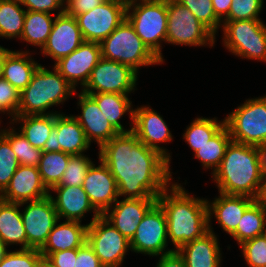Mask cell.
Listing matches in <instances>:
<instances>
[{"mask_svg": "<svg viewBox=\"0 0 266 267\" xmlns=\"http://www.w3.org/2000/svg\"><path fill=\"white\" fill-rule=\"evenodd\" d=\"M98 157L114 176L119 197L158 198L173 180L168 160L133 131L114 136L99 149Z\"/></svg>", "mask_w": 266, "mask_h": 267, "instance_id": "6da1fadb", "label": "cell"}, {"mask_svg": "<svg viewBox=\"0 0 266 267\" xmlns=\"http://www.w3.org/2000/svg\"><path fill=\"white\" fill-rule=\"evenodd\" d=\"M157 202L165 211L168 241L175 251L209 232L207 199L191 196L181 183H171Z\"/></svg>", "mask_w": 266, "mask_h": 267, "instance_id": "7a4b0ae2", "label": "cell"}, {"mask_svg": "<svg viewBox=\"0 0 266 267\" xmlns=\"http://www.w3.org/2000/svg\"><path fill=\"white\" fill-rule=\"evenodd\" d=\"M211 175L220 193L261 199L264 176L256 146L231 140L220 166Z\"/></svg>", "mask_w": 266, "mask_h": 267, "instance_id": "3957f363", "label": "cell"}, {"mask_svg": "<svg viewBox=\"0 0 266 267\" xmlns=\"http://www.w3.org/2000/svg\"><path fill=\"white\" fill-rule=\"evenodd\" d=\"M76 91L54 66L50 71L40 64L30 83L20 92L18 116L60 114V111H50V107L63 104Z\"/></svg>", "mask_w": 266, "mask_h": 267, "instance_id": "277c9868", "label": "cell"}, {"mask_svg": "<svg viewBox=\"0 0 266 267\" xmlns=\"http://www.w3.org/2000/svg\"><path fill=\"white\" fill-rule=\"evenodd\" d=\"M126 19L147 48L164 62L162 43H166L167 0H132L127 3Z\"/></svg>", "mask_w": 266, "mask_h": 267, "instance_id": "5b68a950", "label": "cell"}, {"mask_svg": "<svg viewBox=\"0 0 266 267\" xmlns=\"http://www.w3.org/2000/svg\"><path fill=\"white\" fill-rule=\"evenodd\" d=\"M100 47L101 57L127 65L138 74L140 67L163 64L147 48L127 19L100 43Z\"/></svg>", "mask_w": 266, "mask_h": 267, "instance_id": "8992f818", "label": "cell"}, {"mask_svg": "<svg viewBox=\"0 0 266 267\" xmlns=\"http://www.w3.org/2000/svg\"><path fill=\"white\" fill-rule=\"evenodd\" d=\"M221 29L223 45L229 52L266 63V24L262 19L222 21Z\"/></svg>", "mask_w": 266, "mask_h": 267, "instance_id": "52a82bcc", "label": "cell"}, {"mask_svg": "<svg viewBox=\"0 0 266 267\" xmlns=\"http://www.w3.org/2000/svg\"><path fill=\"white\" fill-rule=\"evenodd\" d=\"M224 119L233 141L251 146L266 143V94L247 99Z\"/></svg>", "mask_w": 266, "mask_h": 267, "instance_id": "ba28073f", "label": "cell"}, {"mask_svg": "<svg viewBox=\"0 0 266 267\" xmlns=\"http://www.w3.org/2000/svg\"><path fill=\"white\" fill-rule=\"evenodd\" d=\"M216 36L176 0H167L166 44L214 47Z\"/></svg>", "mask_w": 266, "mask_h": 267, "instance_id": "9c48e42d", "label": "cell"}, {"mask_svg": "<svg viewBox=\"0 0 266 267\" xmlns=\"http://www.w3.org/2000/svg\"><path fill=\"white\" fill-rule=\"evenodd\" d=\"M87 243L104 267L122 266L127 252L131 250L130 240L102 215L88 223Z\"/></svg>", "mask_w": 266, "mask_h": 267, "instance_id": "30bf717a", "label": "cell"}, {"mask_svg": "<svg viewBox=\"0 0 266 267\" xmlns=\"http://www.w3.org/2000/svg\"><path fill=\"white\" fill-rule=\"evenodd\" d=\"M166 214L156 202L145 214L130 240L132 252L149 256H162L175 250L168 247ZM167 248V249H166Z\"/></svg>", "mask_w": 266, "mask_h": 267, "instance_id": "8fae6325", "label": "cell"}, {"mask_svg": "<svg viewBox=\"0 0 266 267\" xmlns=\"http://www.w3.org/2000/svg\"><path fill=\"white\" fill-rule=\"evenodd\" d=\"M137 75L139 74L131 67L101 57L81 91L86 94L120 93L129 95L137 89Z\"/></svg>", "mask_w": 266, "mask_h": 267, "instance_id": "7c38bea8", "label": "cell"}, {"mask_svg": "<svg viewBox=\"0 0 266 267\" xmlns=\"http://www.w3.org/2000/svg\"><path fill=\"white\" fill-rule=\"evenodd\" d=\"M126 10L127 3L107 0L75 18L85 41L101 43L126 19Z\"/></svg>", "mask_w": 266, "mask_h": 267, "instance_id": "4fadbf2b", "label": "cell"}, {"mask_svg": "<svg viewBox=\"0 0 266 267\" xmlns=\"http://www.w3.org/2000/svg\"><path fill=\"white\" fill-rule=\"evenodd\" d=\"M23 206L25 208L22 209L21 216L27 235V248L40 250L59 220L54 203L49 195L39 200L21 203L20 207Z\"/></svg>", "mask_w": 266, "mask_h": 267, "instance_id": "5bb4252c", "label": "cell"}, {"mask_svg": "<svg viewBox=\"0 0 266 267\" xmlns=\"http://www.w3.org/2000/svg\"><path fill=\"white\" fill-rule=\"evenodd\" d=\"M133 132L140 142L162 154L171 167V153L158 143H169L173 140V136L167 123L157 111L150 108L149 105L137 106L133 112Z\"/></svg>", "mask_w": 266, "mask_h": 267, "instance_id": "9a60e30c", "label": "cell"}, {"mask_svg": "<svg viewBox=\"0 0 266 267\" xmlns=\"http://www.w3.org/2000/svg\"><path fill=\"white\" fill-rule=\"evenodd\" d=\"M100 58V43L84 41L71 54L54 63V67L75 90L79 84L82 90Z\"/></svg>", "mask_w": 266, "mask_h": 267, "instance_id": "2e32d148", "label": "cell"}, {"mask_svg": "<svg viewBox=\"0 0 266 267\" xmlns=\"http://www.w3.org/2000/svg\"><path fill=\"white\" fill-rule=\"evenodd\" d=\"M84 130L73 115L55 114V127L52 129L43 152L62 151L70 155L84 154L90 148Z\"/></svg>", "mask_w": 266, "mask_h": 267, "instance_id": "e0dca14e", "label": "cell"}, {"mask_svg": "<svg viewBox=\"0 0 266 267\" xmlns=\"http://www.w3.org/2000/svg\"><path fill=\"white\" fill-rule=\"evenodd\" d=\"M84 41L76 18L63 12L55 15L51 33L40 53L50 56L56 63L71 54Z\"/></svg>", "mask_w": 266, "mask_h": 267, "instance_id": "ac0fdd59", "label": "cell"}, {"mask_svg": "<svg viewBox=\"0 0 266 267\" xmlns=\"http://www.w3.org/2000/svg\"><path fill=\"white\" fill-rule=\"evenodd\" d=\"M98 166L92 164L83 182V189L94 208L102 215L119 198L118 188L110 169L99 159Z\"/></svg>", "mask_w": 266, "mask_h": 267, "instance_id": "d6986e66", "label": "cell"}, {"mask_svg": "<svg viewBox=\"0 0 266 267\" xmlns=\"http://www.w3.org/2000/svg\"><path fill=\"white\" fill-rule=\"evenodd\" d=\"M156 202L157 198L118 199L102 216L131 240L143 217Z\"/></svg>", "mask_w": 266, "mask_h": 267, "instance_id": "ffe728a7", "label": "cell"}, {"mask_svg": "<svg viewBox=\"0 0 266 267\" xmlns=\"http://www.w3.org/2000/svg\"><path fill=\"white\" fill-rule=\"evenodd\" d=\"M78 95V106L81 109L80 115L73 117L80 123L88 142H96L100 149L119 132L110 124L108 119L100 111L96 101L88 94L80 91Z\"/></svg>", "mask_w": 266, "mask_h": 267, "instance_id": "44dd1931", "label": "cell"}, {"mask_svg": "<svg viewBox=\"0 0 266 267\" xmlns=\"http://www.w3.org/2000/svg\"><path fill=\"white\" fill-rule=\"evenodd\" d=\"M50 195L44 185L38 167L19 165L0 198L7 202L21 204Z\"/></svg>", "mask_w": 266, "mask_h": 267, "instance_id": "7402d4cb", "label": "cell"}, {"mask_svg": "<svg viewBox=\"0 0 266 267\" xmlns=\"http://www.w3.org/2000/svg\"><path fill=\"white\" fill-rule=\"evenodd\" d=\"M49 192L59 220L82 222L85 214L92 211L91 223L101 215L91 204L83 186H54ZM52 192L57 194L56 197Z\"/></svg>", "mask_w": 266, "mask_h": 267, "instance_id": "603a6c76", "label": "cell"}, {"mask_svg": "<svg viewBox=\"0 0 266 267\" xmlns=\"http://www.w3.org/2000/svg\"><path fill=\"white\" fill-rule=\"evenodd\" d=\"M209 222V232L181 246L177 252L184 259L186 267H221L220 242Z\"/></svg>", "mask_w": 266, "mask_h": 267, "instance_id": "cb8c5ba5", "label": "cell"}, {"mask_svg": "<svg viewBox=\"0 0 266 267\" xmlns=\"http://www.w3.org/2000/svg\"><path fill=\"white\" fill-rule=\"evenodd\" d=\"M254 200L245 195H227L219 192V196L214 200H207L209 222H212L214 214L223 231L231 235L237 229L245 210Z\"/></svg>", "mask_w": 266, "mask_h": 267, "instance_id": "d4e9b609", "label": "cell"}, {"mask_svg": "<svg viewBox=\"0 0 266 267\" xmlns=\"http://www.w3.org/2000/svg\"><path fill=\"white\" fill-rule=\"evenodd\" d=\"M58 220L43 247L39 250L42 256L48 257L51 253L73 248H80L87 242L88 224L82 225L79 221Z\"/></svg>", "mask_w": 266, "mask_h": 267, "instance_id": "484cf974", "label": "cell"}, {"mask_svg": "<svg viewBox=\"0 0 266 267\" xmlns=\"http://www.w3.org/2000/svg\"><path fill=\"white\" fill-rule=\"evenodd\" d=\"M39 65L28 50H11L5 58L2 78L21 92L30 83Z\"/></svg>", "mask_w": 266, "mask_h": 267, "instance_id": "4316f807", "label": "cell"}, {"mask_svg": "<svg viewBox=\"0 0 266 267\" xmlns=\"http://www.w3.org/2000/svg\"><path fill=\"white\" fill-rule=\"evenodd\" d=\"M0 239L9 248L19 245L20 249H27V235L25 232L20 204L7 202L0 198Z\"/></svg>", "mask_w": 266, "mask_h": 267, "instance_id": "83f0119b", "label": "cell"}, {"mask_svg": "<svg viewBox=\"0 0 266 267\" xmlns=\"http://www.w3.org/2000/svg\"><path fill=\"white\" fill-rule=\"evenodd\" d=\"M97 103L100 111L108 119L110 124L119 132L126 133L133 131V105L128 95L120 93H96L88 94ZM129 112V118L131 119L130 129H125L121 124L120 119Z\"/></svg>", "mask_w": 266, "mask_h": 267, "instance_id": "f1b7e54d", "label": "cell"}, {"mask_svg": "<svg viewBox=\"0 0 266 267\" xmlns=\"http://www.w3.org/2000/svg\"><path fill=\"white\" fill-rule=\"evenodd\" d=\"M266 233V202L255 199L245 210L237 229L230 235L240 245Z\"/></svg>", "mask_w": 266, "mask_h": 267, "instance_id": "f546056e", "label": "cell"}, {"mask_svg": "<svg viewBox=\"0 0 266 267\" xmlns=\"http://www.w3.org/2000/svg\"><path fill=\"white\" fill-rule=\"evenodd\" d=\"M9 123H19L21 127L18 131L33 147L42 150L55 127V114L16 116Z\"/></svg>", "mask_w": 266, "mask_h": 267, "instance_id": "4dcf8cb0", "label": "cell"}, {"mask_svg": "<svg viewBox=\"0 0 266 267\" xmlns=\"http://www.w3.org/2000/svg\"><path fill=\"white\" fill-rule=\"evenodd\" d=\"M55 13H44L35 11H26L23 31L20 40L27 42L32 46L40 47L45 45L55 20Z\"/></svg>", "mask_w": 266, "mask_h": 267, "instance_id": "1f68e13d", "label": "cell"}, {"mask_svg": "<svg viewBox=\"0 0 266 267\" xmlns=\"http://www.w3.org/2000/svg\"><path fill=\"white\" fill-rule=\"evenodd\" d=\"M229 129L224 125L206 144L200 147L194 156L202 163L204 169H213L211 174L220 166L230 141Z\"/></svg>", "mask_w": 266, "mask_h": 267, "instance_id": "d6a6232c", "label": "cell"}, {"mask_svg": "<svg viewBox=\"0 0 266 267\" xmlns=\"http://www.w3.org/2000/svg\"><path fill=\"white\" fill-rule=\"evenodd\" d=\"M22 7L20 0H0V37L20 40L26 14Z\"/></svg>", "mask_w": 266, "mask_h": 267, "instance_id": "836d02e7", "label": "cell"}, {"mask_svg": "<svg viewBox=\"0 0 266 267\" xmlns=\"http://www.w3.org/2000/svg\"><path fill=\"white\" fill-rule=\"evenodd\" d=\"M225 119L218 121L216 117L195 118L190 125L187 126L183 139L188 143L189 147L195 153L200 147L208 142L223 126Z\"/></svg>", "mask_w": 266, "mask_h": 267, "instance_id": "e575fe53", "label": "cell"}, {"mask_svg": "<svg viewBox=\"0 0 266 267\" xmlns=\"http://www.w3.org/2000/svg\"><path fill=\"white\" fill-rule=\"evenodd\" d=\"M70 156L62 151L43 152L37 167L41 179L49 191L59 184Z\"/></svg>", "mask_w": 266, "mask_h": 267, "instance_id": "d590c367", "label": "cell"}, {"mask_svg": "<svg viewBox=\"0 0 266 267\" xmlns=\"http://www.w3.org/2000/svg\"><path fill=\"white\" fill-rule=\"evenodd\" d=\"M0 133L10 142L20 165L38 166L42 158V150L33 147L21 132L16 131L13 125L9 129H0Z\"/></svg>", "mask_w": 266, "mask_h": 267, "instance_id": "8d00e7d4", "label": "cell"}, {"mask_svg": "<svg viewBox=\"0 0 266 267\" xmlns=\"http://www.w3.org/2000/svg\"><path fill=\"white\" fill-rule=\"evenodd\" d=\"M187 7L195 17L205 25L215 36L218 33L222 21L216 16L212 0H176Z\"/></svg>", "mask_w": 266, "mask_h": 267, "instance_id": "74e56055", "label": "cell"}, {"mask_svg": "<svg viewBox=\"0 0 266 267\" xmlns=\"http://www.w3.org/2000/svg\"><path fill=\"white\" fill-rule=\"evenodd\" d=\"M93 161L85 154L71 155L63 176L56 186H82Z\"/></svg>", "mask_w": 266, "mask_h": 267, "instance_id": "f35d334b", "label": "cell"}, {"mask_svg": "<svg viewBox=\"0 0 266 267\" xmlns=\"http://www.w3.org/2000/svg\"><path fill=\"white\" fill-rule=\"evenodd\" d=\"M19 165L10 142L0 133V194L8 186Z\"/></svg>", "mask_w": 266, "mask_h": 267, "instance_id": "ab89813d", "label": "cell"}, {"mask_svg": "<svg viewBox=\"0 0 266 267\" xmlns=\"http://www.w3.org/2000/svg\"><path fill=\"white\" fill-rule=\"evenodd\" d=\"M247 267H266V233L239 245Z\"/></svg>", "mask_w": 266, "mask_h": 267, "instance_id": "60d3db41", "label": "cell"}, {"mask_svg": "<svg viewBox=\"0 0 266 267\" xmlns=\"http://www.w3.org/2000/svg\"><path fill=\"white\" fill-rule=\"evenodd\" d=\"M264 0H232L229 14L222 21L261 19Z\"/></svg>", "mask_w": 266, "mask_h": 267, "instance_id": "b9f144b4", "label": "cell"}, {"mask_svg": "<svg viewBox=\"0 0 266 267\" xmlns=\"http://www.w3.org/2000/svg\"><path fill=\"white\" fill-rule=\"evenodd\" d=\"M42 254L38 249H16L6 254L0 267H35Z\"/></svg>", "mask_w": 266, "mask_h": 267, "instance_id": "7bdbcfd3", "label": "cell"}, {"mask_svg": "<svg viewBox=\"0 0 266 267\" xmlns=\"http://www.w3.org/2000/svg\"><path fill=\"white\" fill-rule=\"evenodd\" d=\"M20 92L4 78L0 79V105L12 116H18Z\"/></svg>", "mask_w": 266, "mask_h": 267, "instance_id": "ee69618b", "label": "cell"}, {"mask_svg": "<svg viewBox=\"0 0 266 267\" xmlns=\"http://www.w3.org/2000/svg\"><path fill=\"white\" fill-rule=\"evenodd\" d=\"M65 0H20L21 5L26 7V11L50 13L56 12L57 15L64 12Z\"/></svg>", "mask_w": 266, "mask_h": 267, "instance_id": "f6af8a7d", "label": "cell"}, {"mask_svg": "<svg viewBox=\"0 0 266 267\" xmlns=\"http://www.w3.org/2000/svg\"><path fill=\"white\" fill-rule=\"evenodd\" d=\"M106 1L107 0H65L64 12L75 17L76 15L89 12Z\"/></svg>", "mask_w": 266, "mask_h": 267, "instance_id": "bcb514c9", "label": "cell"}, {"mask_svg": "<svg viewBox=\"0 0 266 267\" xmlns=\"http://www.w3.org/2000/svg\"><path fill=\"white\" fill-rule=\"evenodd\" d=\"M74 267H104L93 249L86 242L77 248V257Z\"/></svg>", "mask_w": 266, "mask_h": 267, "instance_id": "7dc6e473", "label": "cell"}, {"mask_svg": "<svg viewBox=\"0 0 266 267\" xmlns=\"http://www.w3.org/2000/svg\"><path fill=\"white\" fill-rule=\"evenodd\" d=\"M77 257V248L53 252L48 259L55 267H74Z\"/></svg>", "mask_w": 266, "mask_h": 267, "instance_id": "c3c4849f", "label": "cell"}, {"mask_svg": "<svg viewBox=\"0 0 266 267\" xmlns=\"http://www.w3.org/2000/svg\"><path fill=\"white\" fill-rule=\"evenodd\" d=\"M155 267H186L184 259L177 251L159 257Z\"/></svg>", "mask_w": 266, "mask_h": 267, "instance_id": "681fc988", "label": "cell"}, {"mask_svg": "<svg viewBox=\"0 0 266 267\" xmlns=\"http://www.w3.org/2000/svg\"><path fill=\"white\" fill-rule=\"evenodd\" d=\"M231 2L232 0H212L213 10L221 21L229 14Z\"/></svg>", "mask_w": 266, "mask_h": 267, "instance_id": "f907efd6", "label": "cell"}, {"mask_svg": "<svg viewBox=\"0 0 266 267\" xmlns=\"http://www.w3.org/2000/svg\"><path fill=\"white\" fill-rule=\"evenodd\" d=\"M262 175L266 177V143L256 146Z\"/></svg>", "mask_w": 266, "mask_h": 267, "instance_id": "816d5d0a", "label": "cell"}, {"mask_svg": "<svg viewBox=\"0 0 266 267\" xmlns=\"http://www.w3.org/2000/svg\"><path fill=\"white\" fill-rule=\"evenodd\" d=\"M10 51L11 50L4 48L3 46L0 45V79L3 76V67H4L5 58Z\"/></svg>", "mask_w": 266, "mask_h": 267, "instance_id": "f5cc1de1", "label": "cell"}, {"mask_svg": "<svg viewBox=\"0 0 266 267\" xmlns=\"http://www.w3.org/2000/svg\"><path fill=\"white\" fill-rule=\"evenodd\" d=\"M35 267H55L48 257L41 256Z\"/></svg>", "mask_w": 266, "mask_h": 267, "instance_id": "db71d44e", "label": "cell"}, {"mask_svg": "<svg viewBox=\"0 0 266 267\" xmlns=\"http://www.w3.org/2000/svg\"><path fill=\"white\" fill-rule=\"evenodd\" d=\"M9 252L8 247L5 245V243L0 239V264L2 263L4 257Z\"/></svg>", "mask_w": 266, "mask_h": 267, "instance_id": "11a10c76", "label": "cell"}, {"mask_svg": "<svg viewBox=\"0 0 266 267\" xmlns=\"http://www.w3.org/2000/svg\"><path fill=\"white\" fill-rule=\"evenodd\" d=\"M261 199L266 202V177L264 178V190Z\"/></svg>", "mask_w": 266, "mask_h": 267, "instance_id": "9f6ffc18", "label": "cell"}, {"mask_svg": "<svg viewBox=\"0 0 266 267\" xmlns=\"http://www.w3.org/2000/svg\"><path fill=\"white\" fill-rule=\"evenodd\" d=\"M1 113H4V114L7 113L9 118L12 117V116H11V115H10V114H9V113H8V112H7V111L0 105V114H1ZM1 121H2V120H0V125H1Z\"/></svg>", "mask_w": 266, "mask_h": 267, "instance_id": "6f0895ef", "label": "cell"}, {"mask_svg": "<svg viewBox=\"0 0 266 267\" xmlns=\"http://www.w3.org/2000/svg\"><path fill=\"white\" fill-rule=\"evenodd\" d=\"M120 1H123L125 3H130L132 0H120Z\"/></svg>", "mask_w": 266, "mask_h": 267, "instance_id": "680465c9", "label": "cell"}]
</instances>
